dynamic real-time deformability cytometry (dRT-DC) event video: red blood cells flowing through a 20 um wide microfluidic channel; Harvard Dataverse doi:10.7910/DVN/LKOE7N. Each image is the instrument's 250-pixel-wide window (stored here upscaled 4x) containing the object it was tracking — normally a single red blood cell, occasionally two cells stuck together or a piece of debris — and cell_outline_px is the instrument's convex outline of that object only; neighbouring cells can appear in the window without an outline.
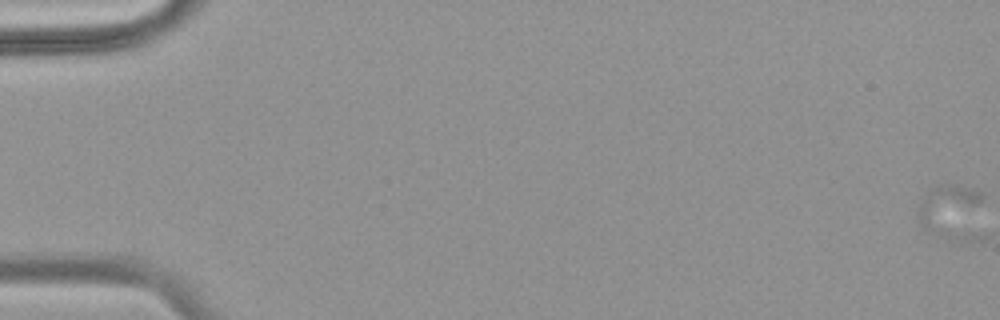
{"species": "common noctule bat (a hibernating species)", "species_latin": "Nyctalus noctula", "temperature_condition": "warm", "stored_images_in_passage": 59, "segment_of_instrument_passage": [1, 2], "camera_frame_rate_fps": 3000, "um_per_image_px": 0.085, "animal": {"sex": "female", "body_mass_g": 18.4}, "frame": {"image": 1, "passage_image": 1, "time_ms": 0.0, "image_size_px": [1000, 320], "cell_outline_px": [[984, 196], [976, 204], [928, 228], [920, 228], [920, 200], [932, 188], [944, 184], [952, 184], [968, 188], [980, 192]], "centroid_in_image_um": [80.41, 17.28], "position_along_channel_um": 4.6, "area_um2": 12.48}}